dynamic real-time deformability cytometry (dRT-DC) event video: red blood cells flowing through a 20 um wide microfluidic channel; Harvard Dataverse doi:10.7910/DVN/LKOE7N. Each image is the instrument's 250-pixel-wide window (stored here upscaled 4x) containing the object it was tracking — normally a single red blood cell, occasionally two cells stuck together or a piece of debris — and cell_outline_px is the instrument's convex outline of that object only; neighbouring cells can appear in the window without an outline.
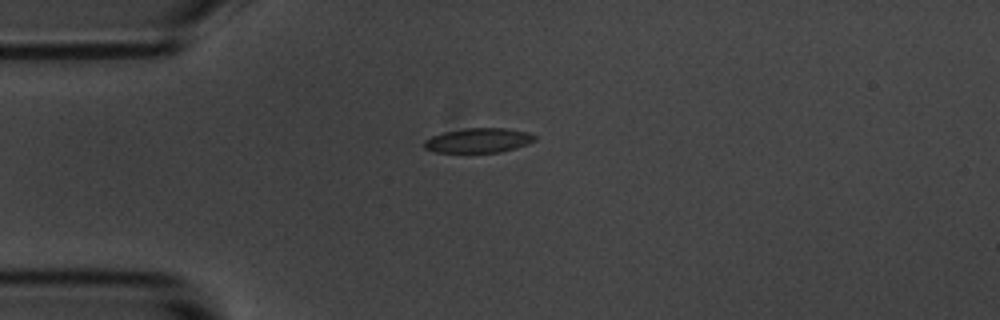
{"species": "common noctule bat (a hibernating species)", "species_latin": "Nyctalus noctula", "temperature_condition": "room temperature", "stored_images_in_passage": 7, "camera_frame_rate_fps": 3000, "um_per_image_px": 0.085, "animal": {"sex": "male", "body_mass_g": 20.1, "forearm_length_mm": 53.5}, "frame": {"image": 1, "passage_image": 1, "time_ms": 0.0, "image_size_px": [1000, 320], "cell_outline_px": [[536, 140], [528, 144], [516, 148], [500, 152], [436, 152], [424, 148], [424, 140], [432, 136], [444, 132], [464, 128], [504, 128], [528, 132], [536, 136]], "centroid_in_image_um": [40.68, 11.93], "position_along_channel_um": 44.3, "area_um2": 15.84}}
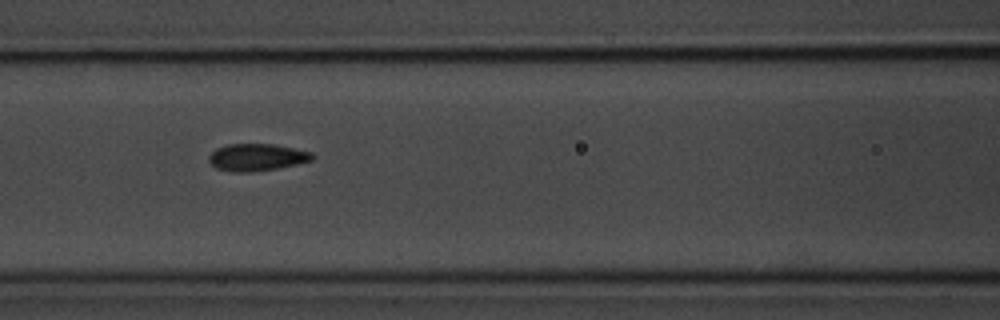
{"frame": {"image": 2, "passage_image": 4, "time_ms": 3.333, "image_size_px": [1000, 320], "cell_outline_px": [[312, 160], [296, 164], [276, 168], [248, 172], [236, 172], [216, 168], [208, 160], [208, 156], [216, 148], [228, 144], [272, 144], [312, 152]], "centroid_in_image_um": [21.78, 13.36], "position_along_channel_um": 144.8, "area_um2": 16.07}}
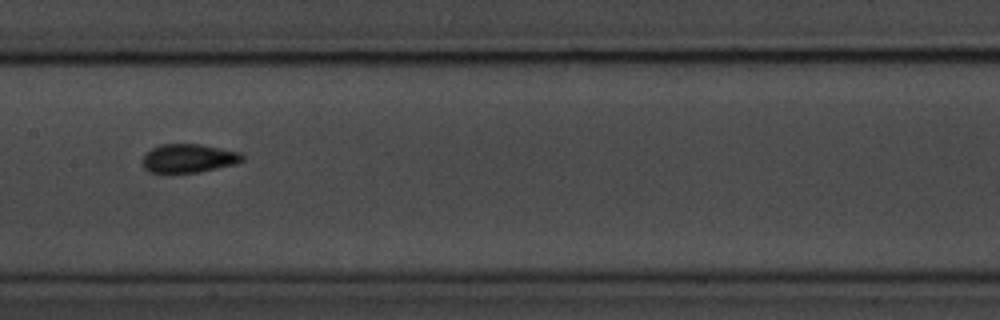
{"frame": {"image": 3, "passage_image": 5, "time_ms": 4.667, "image_size_px": [1000, 320], "cell_outline_px": [[244, 160], [236, 164], [200, 172], [148, 172], [144, 168], [144, 156], [152, 148], [160, 144], [200, 144], [240, 152], [244, 156]], "centroid_in_image_um": [16.08, 13.45], "position_along_channel_um": 191.3, "area_um2": 16.53}}